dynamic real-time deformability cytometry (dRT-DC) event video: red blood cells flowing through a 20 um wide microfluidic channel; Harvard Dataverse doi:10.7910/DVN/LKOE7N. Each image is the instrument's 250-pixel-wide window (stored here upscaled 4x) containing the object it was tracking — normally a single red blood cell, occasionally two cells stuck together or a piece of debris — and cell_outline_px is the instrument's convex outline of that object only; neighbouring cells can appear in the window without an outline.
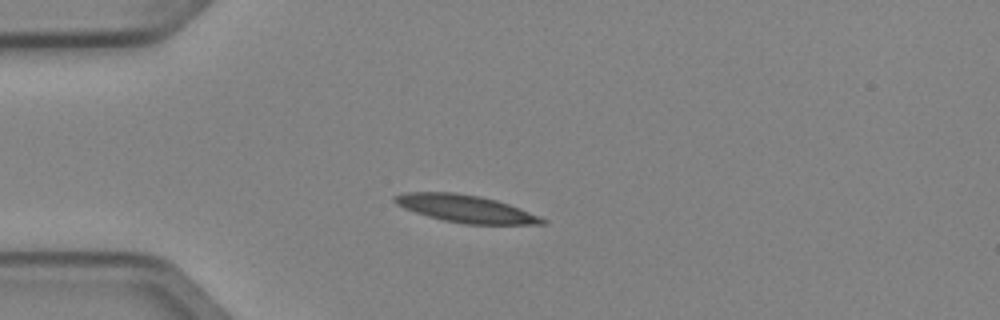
{"species": "Egyptian fruit bat (a non-hibernating species)", "species_latin": "Rousettus aegyptiacus", "temperature_condition": "cold", "stored_images_in_passage": 6, "camera_frame_rate_fps": 3000, "um_per_image_px": 0.085, "animal": {"sex": "female"}, "frame": {"image": 1, "passage_image": 3, "time_ms": 0.667, "image_size_px": [1000, 320], "cell_outline_px": [[548, 220], [544, 224], [464, 224], [444, 220], [428, 216], [404, 208], [396, 204], [392, 200], [392, 196], [404, 192], [456, 192], [480, 196], [496, 200], [520, 208], [540, 216]], "centroid_in_image_um": [39.56, 17.73], "position_along_channel_um": 45.4, "area_um2": 23.58}}
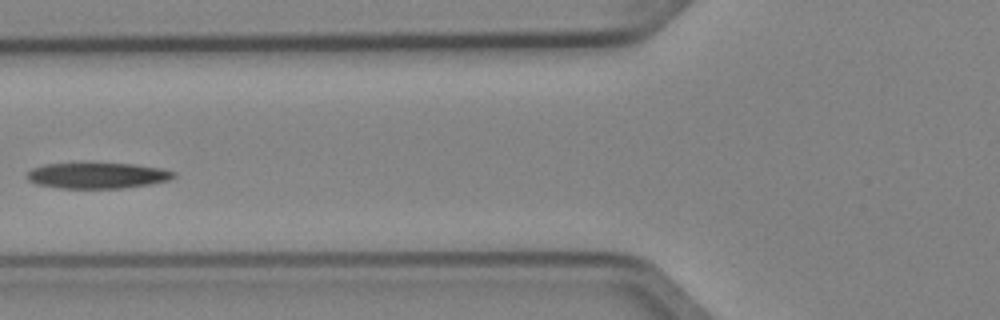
{"frame": {"image": 2, "passage_image": 5, "time_ms": 1.333, "image_size_px": [1000, 320], "cell_outline_px": [[176, 176], [168, 180], [152, 184], [124, 188], [60, 188], [36, 184], [28, 180], [28, 172], [32, 168], [44, 164], [132, 164], [160, 168], [176, 172]], "centroid_in_image_um": [8.3, 14.93], "position_along_channel_um": 117.5, "area_um2": 21.85}}